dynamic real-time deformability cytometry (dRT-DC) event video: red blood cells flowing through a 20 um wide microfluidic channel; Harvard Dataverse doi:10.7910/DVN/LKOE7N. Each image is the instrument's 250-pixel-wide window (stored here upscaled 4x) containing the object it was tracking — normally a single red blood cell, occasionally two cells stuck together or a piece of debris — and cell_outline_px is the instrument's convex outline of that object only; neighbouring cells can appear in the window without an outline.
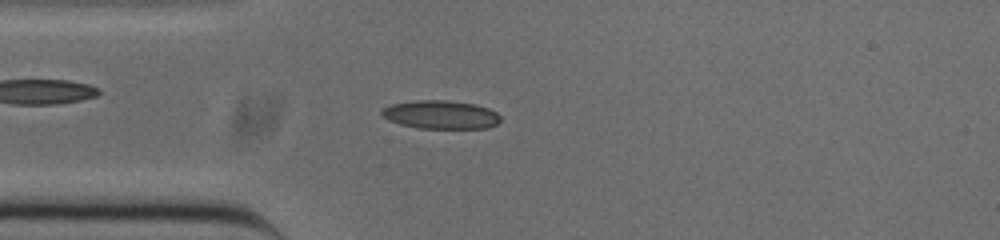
{"species": "common noctule bat (a hibernating species)", "species_latin": "Nyctalus noctula", "temperature_condition": "cold", "stored_images_in_passage": 51, "camera_frame_rate_fps": 3000, "um_per_image_px": 0.085, "animal": {"sex": "male", "body_mass_g": 20.0, "forearm_length_mm": 53.3}, "frame": {"image": 1, "passage_image": 12, "time_ms": 3.667, "image_size_px": [1000, 240], "cell_outline_px": [[500, 120], [496, 124], [488, 128], [416, 128], [400, 124], [388, 120], [380, 116], [380, 108], [392, 104], [412, 100], [448, 100], [476, 104], [488, 108], [496, 112], [500, 116]], "centroid_in_image_um": [37.41, 9.74], "position_along_channel_um": 47.6, "area_um2": 19.94}}
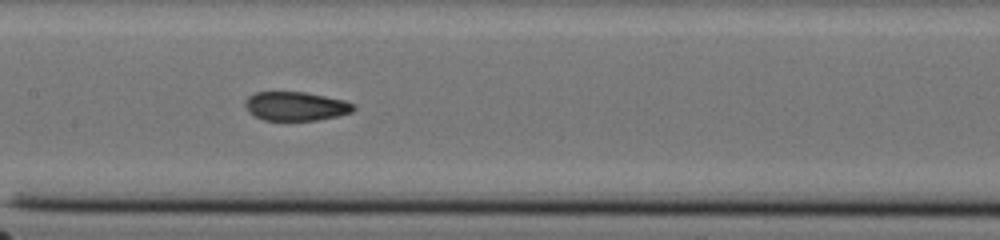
{"frame": {"image": 2, "passage_image": 23, "time_ms": 7.333, "image_size_px": [1000, 240], "cell_outline_px": [[356, 108], [352, 112], [340, 116], [316, 120], [264, 120], [248, 112], [244, 104], [244, 100], [248, 96], [256, 92], [304, 92], [344, 100], [356, 104]], "centroid_in_image_um": [25.15, 9.03], "position_along_channel_um": 182.2, "area_um2": 18.38}}
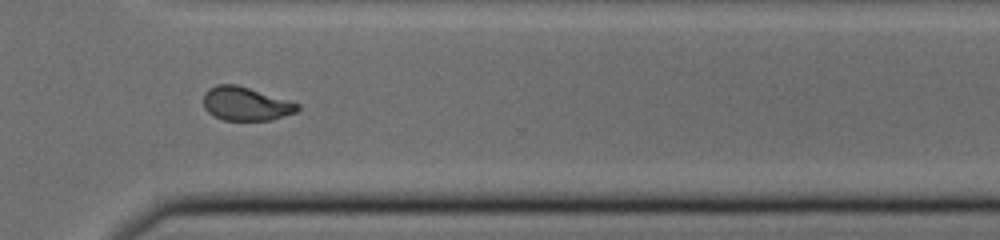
{"frame": {"image": 3, "passage_image": 36, "time_ms": 11.667, "image_size_px": [1000, 240], "cell_outline_px": [[300, 108], [296, 112], [272, 120], [224, 120], [208, 112], [204, 108], [204, 92], [208, 88], [216, 84], [236, 84], [300, 104]], "centroid_in_image_um": [20.87, 8.82], "position_along_channel_um": 349.7, "area_um2": 18.32}, "authors_computed_cell_mechanics": {"area_um2": 18.6694, "velocity_mm_per_s": 3.8705, "shape_relaxation_time_tau1_ms": 9.8923, "shape_relaxation_time_tau2_ms": 1.1833, "deformation_change_tau1": 0.2609, "deformation_change_tau2": 0.0677}}